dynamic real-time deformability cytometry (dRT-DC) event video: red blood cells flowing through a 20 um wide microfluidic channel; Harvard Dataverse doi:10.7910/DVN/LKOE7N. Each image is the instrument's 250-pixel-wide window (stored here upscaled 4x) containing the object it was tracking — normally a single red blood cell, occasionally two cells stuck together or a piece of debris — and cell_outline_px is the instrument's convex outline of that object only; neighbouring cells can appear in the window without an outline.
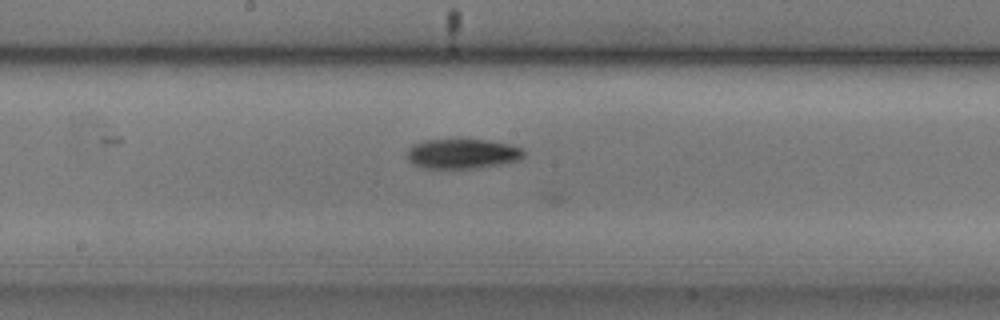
{"species": "common noctule bat (a hibernating species)", "species_latin": "Nyctalus noctula", "temperature_condition": "cold", "stored_images_in_passage": 44, "camera_frame_rate_fps": 3000, "um_per_image_px": 0.085, "animal": {"sex": "male", "body_mass_g": 20.5, "forearm_length_mm": 52.5}, "frame": {"image": 1, "passage_image": 18, "time_ms": 5.667, "image_size_px": [1000, 320], "cell_outline_px": [[524, 156], [516, 160], [500, 164], [476, 168], [424, 168], [412, 164], [408, 160], [408, 148], [412, 144], [424, 140], [488, 140], [508, 144], [520, 148], [524, 152]], "centroid_in_image_um": [39.25, 13.07], "position_along_channel_um": 209.0, "area_um2": 20.06}}